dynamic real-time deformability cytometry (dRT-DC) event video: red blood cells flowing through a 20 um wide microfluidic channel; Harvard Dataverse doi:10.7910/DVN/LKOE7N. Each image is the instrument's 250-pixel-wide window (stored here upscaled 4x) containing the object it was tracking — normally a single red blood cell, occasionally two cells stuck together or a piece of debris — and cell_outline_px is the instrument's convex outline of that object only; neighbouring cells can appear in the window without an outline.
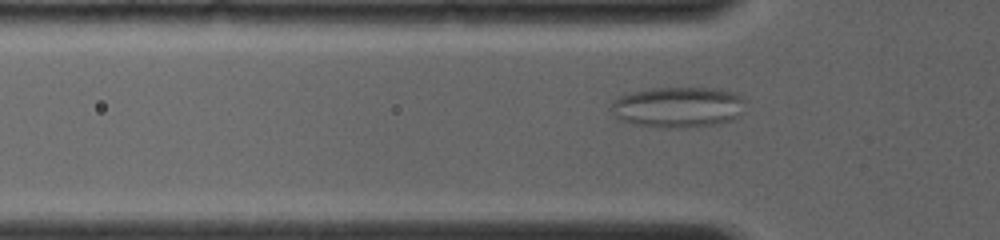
{"species": "common noctule bat (a hibernating species)", "species_latin": "Nyctalus noctula", "temperature_condition": "room temperature", "stored_images_in_passage": 62, "camera_frame_rate_fps": 4000, "um_per_image_px": 0.085, "animal": {"sex": "female", "body_mass_g": 19.0, "forearm_length_mm": 56.7}, "frame": {"image": 1, "passage_image": 23, "time_ms": 5.0, "image_size_px": [1000, 240], "cell_outline_px": [[744, 100], [740, 112], [732, 120], [720, 124], [684, 128], [656, 128], [636, 124], [620, 120], [608, 108], [612, 100], [616, 96], [632, 92], [652, 88], [720, 88], [736, 92]], "centroid_in_image_um": [57.58, 9.11], "position_along_channel_um": 68.2, "area_um2": 32.31}}
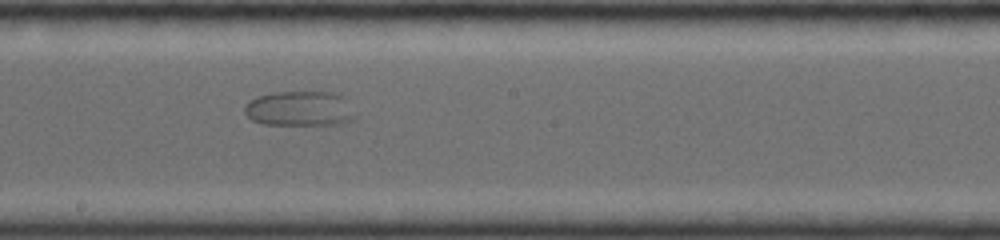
{"frame": {"image": 2, "passage_image": 38, "time_ms": 9.0, "image_size_px": [1000, 240], "cell_outline_px": [[356, 120], [344, 124], [264, 124], [252, 120], [244, 112], [244, 104], [256, 96], [272, 92], [336, 92], [344, 96], [356, 116]], "centroid_in_image_um": [25.5, 9.23], "position_along_channel_um": 222.7, "area_um2": 22.83}}
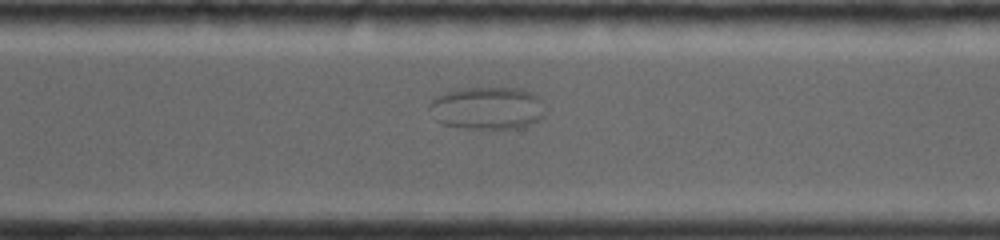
{"frame": {"image": 3, "passage_image": 47, "time_ms": 11.75, "image_size_px": [1000, 240], "cell_outline_px": [[544, 116], [540, 120], [528, 124], [512, 128], [468, 128], [444, 124], [436, 120], [428, 108], [428, 104], [436, 96], [460, 88], [520, 88], [532, 92], [540, 100]], "centroid_in_image_um": [41.39, 9.17], "position_along_channel_um": 329.2, "area_um2": 28.38}}